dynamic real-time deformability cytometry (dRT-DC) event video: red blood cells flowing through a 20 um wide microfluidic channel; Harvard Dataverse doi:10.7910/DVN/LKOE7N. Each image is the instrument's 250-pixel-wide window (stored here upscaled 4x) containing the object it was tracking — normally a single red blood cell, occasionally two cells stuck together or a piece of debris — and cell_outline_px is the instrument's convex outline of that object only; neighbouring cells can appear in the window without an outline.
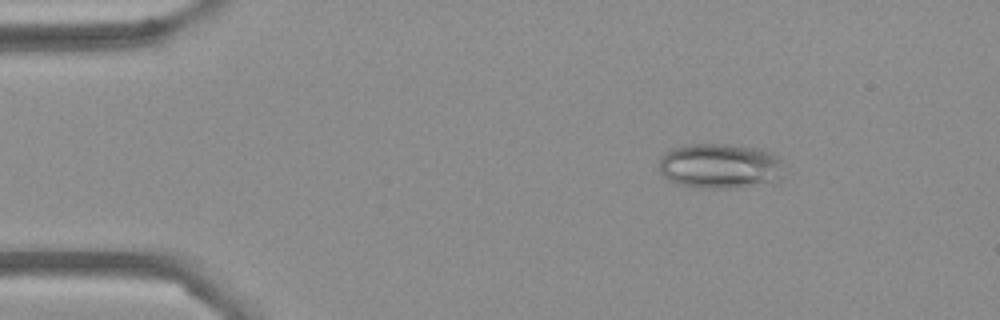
{"species": "Egyptian fruit bat (a non-hibernating species)", "species_latin": "Rousettus aegyptiacus", "temperature_condition": "cold", "stored_images_in_passage": 49, "camera_frame_rate_fps": 3000, "um_per_image_px": 0.085, "frame": {"image": 1, "passage_image": 2, "time_ms": 0.333, "image_size_px": [1000, 320], "cell_outline_px": [[780, 180], [776, 184], [728, 188], [708, 188], [680, 184], [668, 180], [660, 172], [660, 160], [664, 152], [672, 148], [684, 144], [724, 144], [764, 148], [780, 156]], "centroid_in_image_um": [61.24, 14.1], "position_along_channel_um": 23.8, "area_um2": 33.29}}
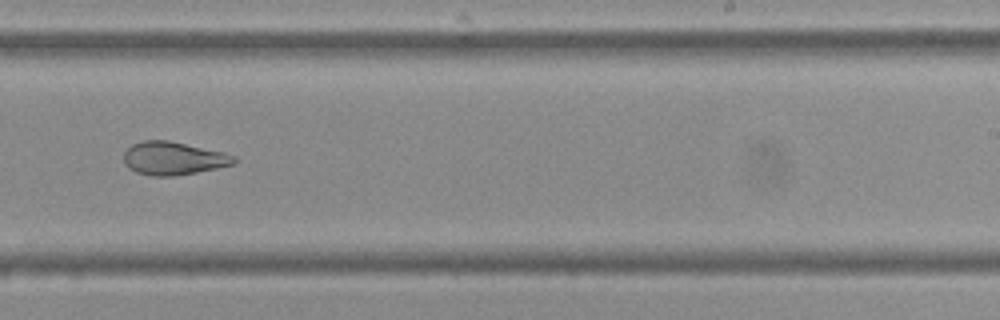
{"frame": {"image": 2, "passage_image": 28, "time_ms": 9.0, "image_size_px": [1000, 320], "cell_outline_px": [[240, 160], [232, 164], [216, 168], [196, 172], [172, 176], [152, 176], [136, 172], [128, 168], [124, 164], [124, 152], [132, 144], [144, 140], [168, 140], [224, 152], [236, 156]], "centroid_in_image_um": [14.73, 13.45], "position_along_channel_um": 274.3, "area_um2": 21.33}}
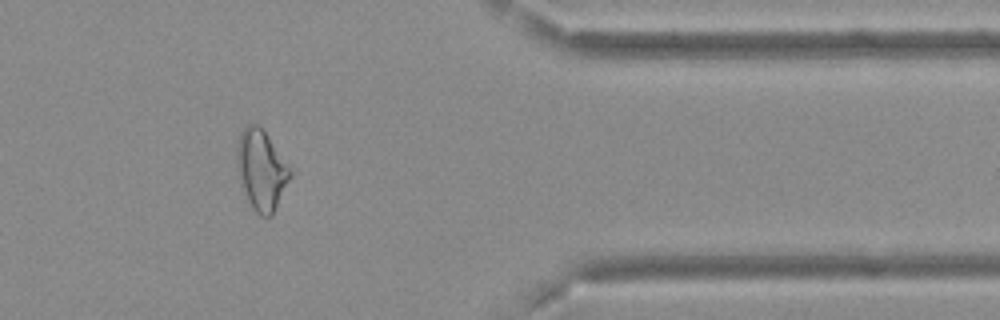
{"frame": {"image": 3, "passage_image": 39, "time_ms": 12.667, "image_size_px": [1000, 320], "cell_outline_px": [[292, 176], [272, 216], [260, 216], [252, 208], [240, 184], [236, 168], [236, 148], [240, 132], [248, 124], [260, 124], [288, 164], [292, 172]], "centroid_in_image_um": [22.2, 14.43], "position_along_channel_um": 389.2, "area_um2": 25.2}, "authors_computed_cell_mechanics": {"area_um2": 24.276, "velocity_mm_per_s": 3.6974, "shape_relaxation_time_tau1_ms": null, "shape_relaxation_time_tau2_ms": 3.0746, "deformation_change_tau1": null, "deformation_change_tau2": 0.1053}}